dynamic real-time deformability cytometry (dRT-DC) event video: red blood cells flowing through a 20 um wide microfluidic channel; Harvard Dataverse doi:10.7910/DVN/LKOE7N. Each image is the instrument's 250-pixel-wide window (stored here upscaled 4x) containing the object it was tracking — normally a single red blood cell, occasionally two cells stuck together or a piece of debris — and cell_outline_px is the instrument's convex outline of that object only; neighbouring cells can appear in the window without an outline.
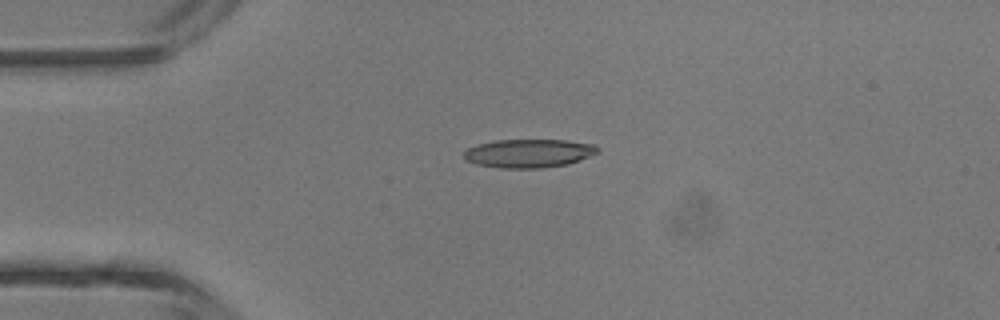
{"species": "common noctule bat (a hibernating species)", "species_latin": "Nyctalus noctula", "temperature_condition": "room temperature", "stored_images_in_passage": 4, "camera_frame_rate_fps": 3000, "um_per_image_px": 0.085, "animal": {"sex": "male", "body_mass_g": 13.3}, "frame": {"image": 1, "passage_image": 3, "time_ms": 3.333, "image_size_px": [1000, 320], "cell_outline_px": [[600, 152], [580, 160], [568, 164], [540, 168], [500, 168], [476, 164], [468, 160], [464, 156], [464, 152], [468, 148], [480, 144], [496, 140], [568, 140], [596, 144], [600, 148]], "centroid_in_image_um": [45.02, 13.03], "position_along_channel_um": 40.0, "area_um2": 22.25}}
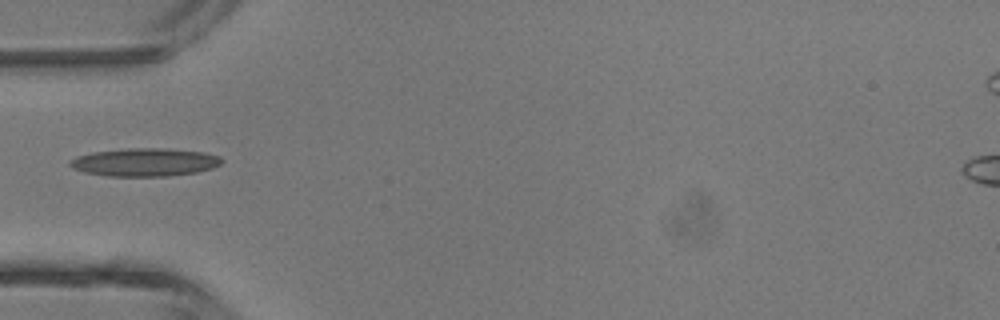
{"frame": {"image": 2, "passage_image": 4, "time_ms": 4.667, "image_size_px": [1000, 320], "cell_outline_px": [[224, 160], [220, 164], [212, 168], [196, 172], [168, 176], [108, 176], [84, 172], [72, 168], [68, 164], [68, 160], [76, 156], [92, 152], [132, 148], [168, 148], [204, 152], [220, 156]], "centroid_in_image_um": [12.29, 13.78], "position_along_channel_um": 72.7, "area_um2": 24.97}}